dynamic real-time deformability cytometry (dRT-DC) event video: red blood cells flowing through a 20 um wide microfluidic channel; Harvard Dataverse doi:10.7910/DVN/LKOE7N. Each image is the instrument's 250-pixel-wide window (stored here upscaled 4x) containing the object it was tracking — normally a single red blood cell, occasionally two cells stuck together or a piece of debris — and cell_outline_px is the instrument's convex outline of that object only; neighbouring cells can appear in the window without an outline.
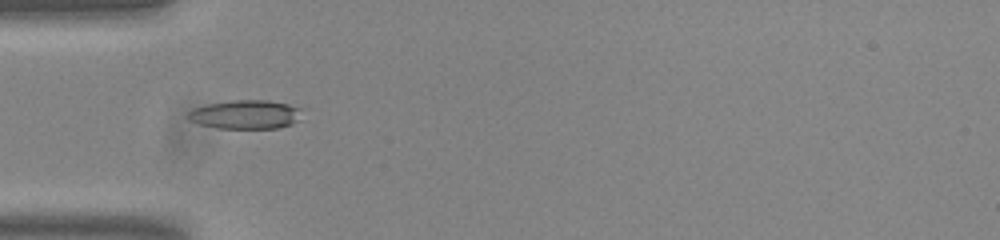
{"species": "common noctule bat (a hibernating species)", "species_latin": "Nyctalus noctula", "temperature_condition": "room temperature", "stored_images_in_passage": 38, "camera_frame_rate_fps": 3000, "um_per_image_px": 0.085, "animal": {"sex": "male", "body_mass_g": 20.0, "forearm_length_mm": 53.3}, "frame": {"image": 1, "passage_image": 1, "time_ms": 0.0, "image_size_px": [1000, 240], "cell_outline_px": [[300, 120], [292, 124], [276, 128], [216, 128], [200, 124], [188, 120], [188, 112], [192, 108], [204, 104], [232, 100], [268, 100], [288, 104], [300, 108]], "centroid_in_image_um": [20.84, 9.72], "position_along_channel_um": 64.2, "area_um2": 19.31}}
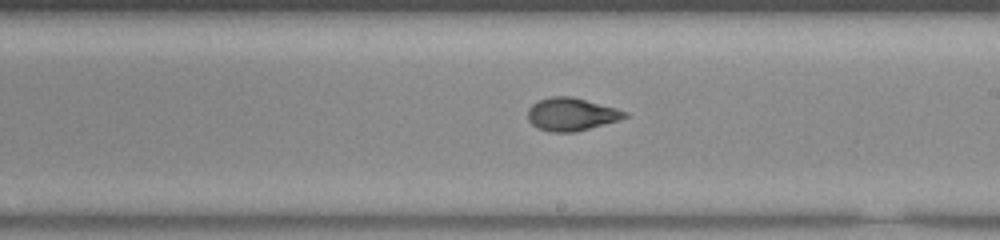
{"frame": {"image": 2, "passage_image": 15, "time_ms": 4.667, "image_size_px": [1000, 240], "cell_outline_px": [[628, 116], [620, 120], [576, 132], [548, 132], [536, 128], [528, 120], [528, 108], [536, 100], [552, 96], [572, 96], [616, 108], [628, 112]], "centroid_in_image_um": [48.55, 9.71], "position_along_channel_um": 240.5, "area_um2": 18.84}}
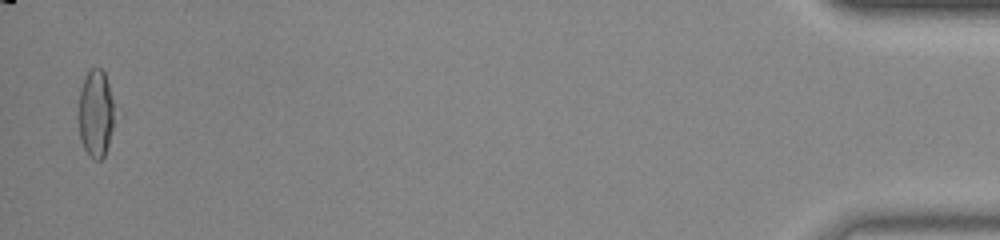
{"frame": {"image": 3, "passage_image": 37, "time_ms": 12.0, "image_size_px": [1000, 240], "cell_outline_px": [[112, 128], [108, 144], [104, 156], [100, 160], [92, 160], [88, 156], [80, 140], [80, 88], [84, 76], [92, 68], [100, 68], [104, 72], [108, 84], [112, 100]], "centroid_in_image_um": [8.12, 9.67], "position_along_channel_um": 427.1, "area_um2": 17.8}, "authors_computed_cell_mechanics": {"area_um2": 18.6694, "velocity_mm_per_s": 3.7944, "shape_relaxation_time_tau1_ms": 5.9933, "shape_relaxation_time_tau2_ms": 1.4319, "deformation_change_tau1": 0.1834, "deformation_change_tau2": 0.066}}